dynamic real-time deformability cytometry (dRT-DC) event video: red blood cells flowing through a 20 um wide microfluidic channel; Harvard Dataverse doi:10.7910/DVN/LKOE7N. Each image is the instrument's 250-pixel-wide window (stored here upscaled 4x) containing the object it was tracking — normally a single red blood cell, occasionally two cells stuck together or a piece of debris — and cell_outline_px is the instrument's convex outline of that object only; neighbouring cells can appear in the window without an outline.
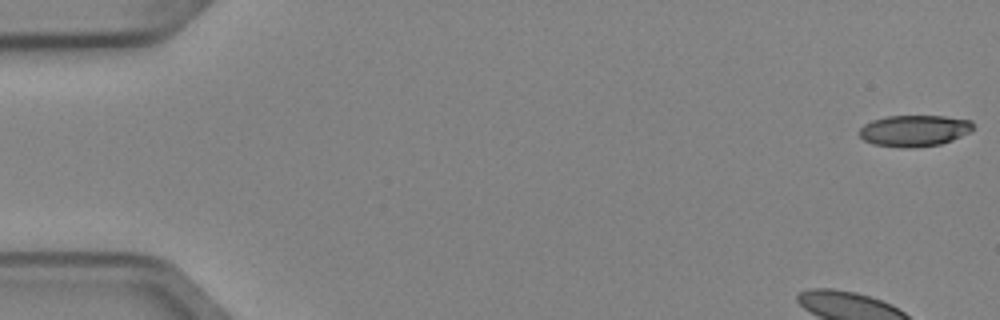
{"species": "Egyptian fruit bat (a non-hibernating species)", "species_latin": "Rousettus aegyptiacus", "temperature_condition": "cold", "stored_images_in_passage": 4, "camera_frame_rate_fps": 3000, "um_per_image_px": 0.085, "animal": {"sex": "female"}, "frame": {"image": 1, "passage_image": 1, "time_ms": 0.0, "image_size_px": [1000, 320], "cell_outline_px": [[972, 128], [968, 132], [952, 140], [940, 144], [908, 148], [900, 148], [872, 144], [864, 140], [856, 132], [864, 124], [872, 120], [888, 116], [944, 116], [972, 120]], "centroid_in_image_um": [77.66, 11.11], "position_along_channel_um": 7.3, "area_um2": 20.81}}